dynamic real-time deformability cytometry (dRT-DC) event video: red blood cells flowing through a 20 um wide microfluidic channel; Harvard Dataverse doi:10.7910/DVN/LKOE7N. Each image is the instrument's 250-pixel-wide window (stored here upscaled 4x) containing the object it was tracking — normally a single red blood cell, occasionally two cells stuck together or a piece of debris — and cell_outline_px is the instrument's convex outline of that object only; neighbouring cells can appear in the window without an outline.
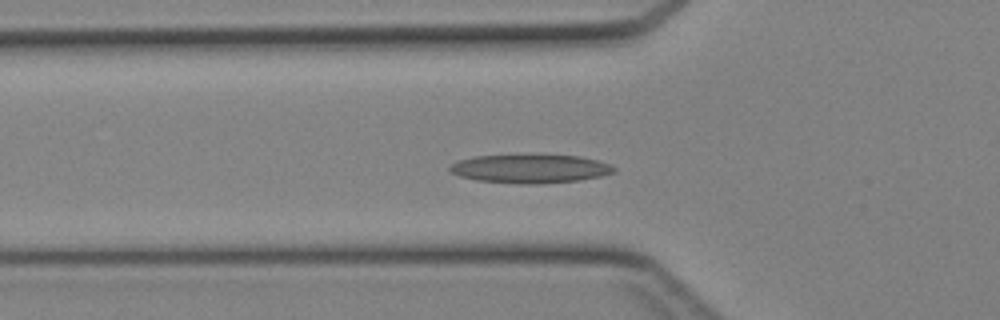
{"species": "Egyptian fruit bat (a non-hibernating species)", "species_latin": "Rousettus aegyptiacus", "temperature_condition": "cold", "stored_images_in_passage": 37, "camera_frame_rate_fps": 3000, "um_per_image_px": 0.085, "animal": {"sex": "female"}, "frame": {"image": 1, "passage_image": 14, "time_ms": 4.333, "image_size_px": [1000, 320], "cell_outline_px": [[616, 172], [600, 176], [580, 180], [540, 184], [520, 184], [476, 180], [460, 176], [452, 172], [448, 168], [456, 160], [472, 156], [580, 156], [612, 164], [616, 168]], "centroid_in_image_um": [45.08, 14.36], "position_along_channel_um": 80.7, "area_um2": 27.17}}
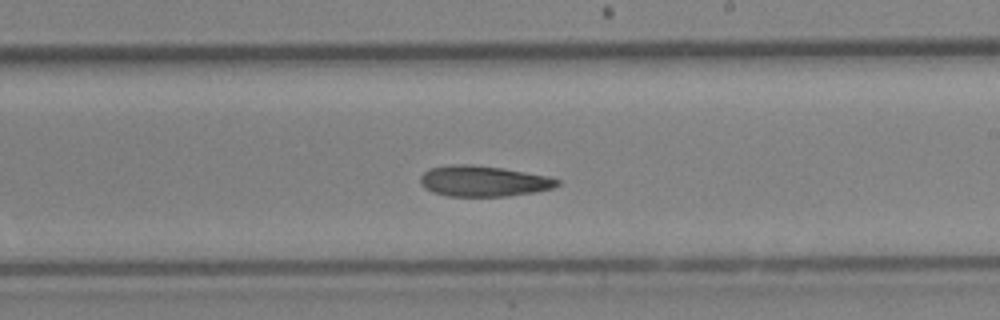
{"frame": {"image": 2, "passage_image": 25, "time_ms": 8.0, "image_size_px": [1000, 320], "cell_outline_px": [[560, 184], [552, 188], [532, 192], [508, 196], [448, 196], [432, 192], [424, 188], [420, 184], [420, 176], [428, 168], [452, 164], [472, 164], [500, 168], [548, 176], [560, 180]], "centroid_in_image_um": [41.04, 15.39], "position_along_channel_um": 248.0, "area_um2": 24.51}}
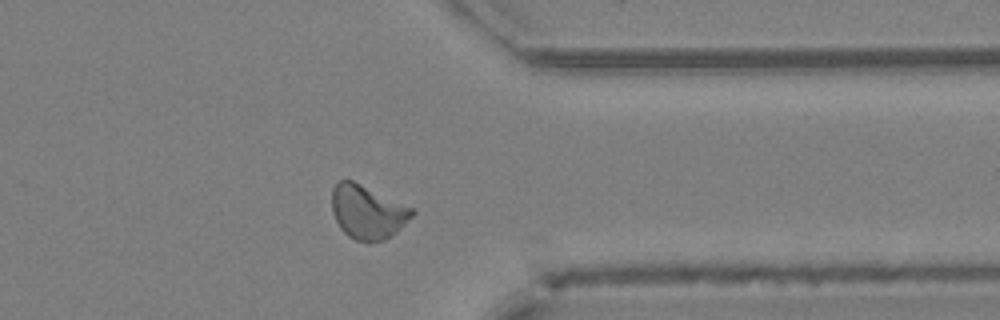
{"frame": {"image": 3, "passage_image": 34, "time_ms": 11.0, "image_size_px": [1000, 320], "cell_outline_px": [[416, 212], [396, 232], [384, 240], [356, 240], [348, 236], [340, 228], [332, 212], [332, 188], [340, 180], [352, 180], [412, 208]], "centroid_in_image_um": [31.21, 18.01], "position_along_channel_um": 380.2, "area_um2": 24.57}}